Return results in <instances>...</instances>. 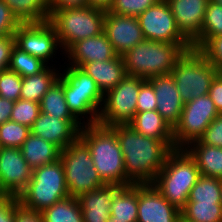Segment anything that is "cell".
I'll return each mask as SVG.
<instances>
[{
    "mask_svg": "<svg viewBox=\"0 0 222 222\" xmlns=\"http://www.w3.org/2000/svg\"><path fill=\"white\" fill-rule=\"evenodd\" d=\"M79 138L89 148L93 166L105 184L126 186L124 157L111 127L101 124H86L79 131Z\"/></svg>",
    "mask_w": 222,
    "mask_h": 222,
    "instance_id": "obj_2",
    "label": "cell"
},
{
    "mask_svg": "<svg viewBox=\"0 0 222 222\" xmlns=\"http://www.w3.org/2000/svg\"><path fill=\"white\" fill-rule=\"evenodd\" d=\"M197 50L222 74V36L208 38Z\"/></svg>",
    "mask_w": 222,
    "mask_h": 222,
    "instance_id": "obj_39",
    "label": "cell"
},
{
    "mask_svg": "<svg viewBox=\"0 0 222 222\" xmlns=\"http://www.w3.org/2000/svg\"><path fill=\"white\" fill-rule=\"evenodd\" d=\"M139 92L140 77L127 75L103 95L97 123L106 127L129 124L137 112Z\"/></svg>",
    "mask_w": 222,
    "mask_h": 222,
    "instance_id": "obj_10",
    "label": "cell"
},
{
    "mask_svg": "<svg viewBox=\"0 0 222 222\" xmlns=\"http://www.w3.org/2000/svg\"><path fill=\"white\" fill-rule=\"evenodd\" d=\"M122 184H105L97 190L80 194L77 199L81 206L83 222H106L110 207Z\"/></svg>",
    "mask_w": 222,
    "mask_h": 222,
    "instance_id": "obj_21",
    "label": "cell"
},
{
    "mask_svg": "<svg viewBox=\"0 0 222 222\" xmlns=\"http://www.w3.org/2000/svg\"><path fill=\"white\" fill-rule=\"evenodd\" d=\"M217 69L197 50L190 49L176 61L171 75L184 103L208 95Z\"/></svg>",
    "mask_w": 222,
    "mask_h": 222,
    "instance_id": "obj_8",
    "label": "cell"
},
{
    "mask_svg": "<svg viewBox=\"0 0 222 222\" xmlns=\"http://www.w3.org/2000/svg\"><path fill=\"white\" fill-rule=\"evenodd\" d=\"M128 125L143 136L158 140H174L173 129L156 110L136 112Z\"/></svg>",
    "mask_w": 222,
    "mask_h": 222,
    "instance_id": "obj_27",
    "label": "cell"
},
{
    "mask_svg": "<svg viewBox=\"0 0 222 222\" xmlns=\"http://www.w3.org/2000/svg\"><path fill=\"white\" fill-rule=\"evenodd\" d=\"M220 202H221V205H222V187H221V200H220Z\"/></svg>",
    "mask_w": 222,
    "mask_h": 222,
    "instance_id": "obj_52",
    "label": "cell"
},
{
    "mask_svg": "<svg viewBox=\"0 0 222 222\" xmlns=\"http://www.w3.org/2000/svg\"><path fill=\"white\" fill-rule=\"evenodd\" d=\"M199 141L202 144L222 148V114L210 123Z\"/></svg>",
    "mask_w": 222,
    "mask_h": 222,
    "instance_id": "obj_41",
    "label": "cell"
},
{
    "mask_svg": "<svg viewBox=\"0 0 222 222\" xmlns=\"http://www.w3.org/2000/svg\"><path fill=\"white\" fill-rule=\"evenodd\" d=\"M157 102L152 84L140 78V92L137 98V112L156 110Z\"/></svg>",
    "mask_w": 222,
    "mask_h": 222,
    "instance_id": "obj_40",
    "label": "cell"
},
{
    "mask_svg": "<svg viewBox=\"0 0 222 222\" xmlns=\"http://www.w3.org/2000/svg\"><path fill=\"white\" fill-rule=\"evenodd\" d=\"M181 217L189 222H222L221 203L187 202Z\"/></svg>",
    "mask_w": 222,
    "mask_h": 222,
    "instance_id": "obj_31",
    "label": "cell"
},
{
    "mask_svg": "<svg viewBox=\"0 0 222 222\" xmlns=\"http://www.w3.org/2000/svg\"><path fill=\"white\" fill-rule=\"evenodd\" d=\"M106 11L91 6L54 11L49 22L58 36L65 53L75 42L103 33Z\"/></svg>",
    "mask_w": 222,
    "mask_h": 222,
    "instance_id": "obj_7",
    "label": "cell"
},
{
    "mask_svg": "<svg viewBox=\"0 0 222 222\" xmlns=\"http://www.w3.org/2000/svg\"><path fill=\"white\" fill-rule=\"evenodd\" d=\"M137 18L144 39L176 44H191L178 30L175 18L166 0H159Z\"/></svg>",
    "mask_w": 222,
    "mask_h": 222,
    "instance_id": "obj_13",
    "label": "cell"
},
{
    "mask_svg": "<svg viewBox=\"0 0 222 222\" xmlns=\"http://www.w3.org/2000/svg\"><path fill=\"white\" fill-rule=\"evenodd\" d=\"M208 95L214 102L219 114H222V74H217L211 82Z\"/></svg>",
    "mask_w": 222,
    "mask_h": 222,
    "instance_id": "obj_46",
    "label": "cell"
},
{
    "mask_svg": "<svg viewBox=\"0 0 222 222\" xmlns=\"http://www.w3.org/2000/svg\"><path fill=\"white\" fill-rule=\"evenodd\" d=\"M222 36V6L208 1L200 36L192 43L198 49L208 38Z\"/></svg>",
    "mask_w": 222,
    "mask_h": 222,
    "instance_id": "obj_33",
    "label": "cell"
},
{
    "mask_svg": "<svg viewBox=\"0 0 222 222\" xmlns=\"http://www.w3.org/2000/svg\"><path fill=\"white\" fill-rule=\"evenodd\" d=\"M103 32L120 56L145 40L137 17L117 15L108 10Z\"/></svg>",
    "mask_w": 222,
    "mask_h": 222,
    "instance_id": "obj_15",
    "label": "cell"
},
{
    "mask_svg": "<svg viewBox=\"0 0 222 222\" xmlns=\"http://www.w3.org/2000/svg\"><path fill=\"white\" fill-rule=\"evenodd\" d=\"M14 38L18 48L41 59L48 66L53 65L52 62L55 60L53 58L58 51L61 52L62 57L64 56L56 30L49 21L20 24L14 33Z\"/></svg>",
    "mask_w": 222,
    "mask_h": 222,
    "instance_id": "obj_12",
    "label": "cell"
},
{
    "mask_svg": "<svg viewBox=\"0 0 222 222\" xmlns=\"http://www.w3.org/2000/svg\"><path fill=\"white\" fill-rule=\"evenodd\" d=\"M222 180L201 175L192 187L187 202L221 203Z\"/></svg>",
    "mask_w": 222,
    "mask_h": 222,
    "instance_id": "obj_32",
    "label": "cell"
},
{
    "mask_svg": "<svg viewBox=\"0 0 222 222\" xmlns=\"http://www.w3.org/2000/svg\"><path fill=\"white\" fill-rule=\"evenodd\" d=\"M33 169L20 148L2 147L0 152V195L18 197L32 178Z\"/></svg>",
    "mask_w": 222,
    "mask_h": 222,
    "instance_id": "obj_14",
    "label": "cell"
},
{
    "mask_svg": "<svg viewBox=\"0 0 222 222\" xmlns=\"http://www.w3.org/2000/svg\"><path fill=\"white\" fill-rule=\"evenodd\" d=\"M14 45V35L0 37V71L8 69L11 50Z\"/></svg>",
    "mask_w": 222,
    "mask_h": 222,
    "instance_id": "obj_44",
    "label": "cell"
},
{
    "mask_svg": "<svg viewBox=\"0 0 222 222\" xmlns=\"http://www.w3.org/2000/svg\"><path fill=\"white\" fill-rule=\"evenodd\" d=\"M153 86L157 107L156 111L165 119L168 125L174 129L184 107L174 77L170 74L153 76L147 79Z\"/></svg>",
    "mask_w": 222,
    "mask_h": 222,
    "instance_id": "obj_18",
    "label": "cell"
},
{
    "mask_svg": "<svg viewBox=\"0 0 222 222\" xmlns=\"http://www.w3.org/2000/svg\"><path fill=\"white\" fill-rule=\"evenodd\" d=\"M195 160L203 176L222 180V148L202 144L199 140L184 148Z\"/></svg>",
    "mask_w": 222,
    "mask_h": 222,
    "instance_id": "obj_23",
    "label": "cell"
},
{
    "mask_svg": "<svg viewBox=\"0 0 222 222\" xmlns=\"http://www.w3.org/2000/svg\"><path fill=\"white\" fill-rule=\"evenodd\" d=\"M61 66L60 77L63 79L64 97L70 112L83 125L96 124L103 103V94L95 80L79 67H65L64 64Z\"/></svg>",
    "mask_w": 222,
    "mask_h": 222,
    "instance_id": "obj_5",
    "label": "cell"
},
{
    "mask_svg": "<svg viewBox=\"0 0 222 222\" xmlns=\"http://www.w3.org/2000/svg\"><path fill=\"white\" fill-rule=\"evenodd\" d=\"M17 197L0 195V222H15V202Z\"/></svg>",
    "mask_w": 222,
    "mask_h": 222,
    "instance_id": "obj_43",
    "label": "cell"
},
{
    "mask_svg": "<svg viewBox=\"0 0 222 222\" xmlns=\"http://www.w3.org/2000/svg\"><path fill=\"white\" fill-rule=\"evenodd\" d=\"M47 66L41 59L22 51L16 45L12 47L8 69L18 73L22 78L36 75Z\"/></svg>",
    "mask_w": 222,
    "mask_h": 222,
    "instance_id": "obj_34",
    "label": "cell"
},
{
    "mask_svg": "<svg viewBox=\"0 0 222 222\" xmlns=\"http://www.w3.org/2000/svg\"><path fill=\"white\" fill-rule=\"evenodd\" d=\"M20 149L23 158L32 169L42 167L45 164L53 163L60 159L61 150L56 145L47 142L33 133H30Z\"/></svg>",
    "mask_w": 222,
    "mask_h": 222,
    "instance_id": "obj_25",
    "label": "cell"
},
{
    "mask_svg": "<svg viewBox=\"0 0 222 222\" xmlns=\"http://www.w3.org/2000/svg\"><path fill=\"white\" fill-rule=\"evenodd\" d=\"M192 44H176L145 39L122 55L126 74L148 79L170 74L176 61Z\"/></svg>",
    "mask_w": 222,
    "mask_h": 222,
    "instance_id": "obj_3",
    "label": "cell"
},
{
    "mask_svg": "<svg viewBox=\"0 0 222 222\" xmlns=\"http://www.w3.org/2000/svg\"><path fill=\"white\" fill-rule=\"evenodd\" d=\"M40 113V103L24 99L15 101L10 120L32 127Z\"/></svg>",
    "mask_w": 222,
    "mask_h": 222,
    "instance_id": "obj_36",
    "label": "cell"
},
{
    "mask_svg": "<svg viewBox=\"0 0 222 222\" xmlns=\"http://www.w3.org/2000/svg\"><path fill=\"white\" fill-rule=\"evenodd\" d=\"M80 69L95 80L103 95L127 76L124 62L120 55H116L108 61L85 63Z\"/></svg>",
    "mask_w": 222,
    "mask_h": 222,
    "instance_id": "obj_22",
    "label": "cell"
},
{
    "mask_svg": "<svg viewBox=\"0 0 222 222\" xmlns=\"http://www.w3.org/2000/svg\"><path fill=\"white\" fill-rule=\"evenodd\" d=\"M60 160L64 167L69 196L78 197L105 185L93 166L89 148L79 137L61 150Z\"/></svg>",
    "mask_w": 222,
    "mask_h": 222,
    "instance_id": "obj_9",
    "label": "cell"
},
{
    "mask_svg": "<svg viewBox=\"0 0 222 222\" xmlns=\"http://www.w3.org/2000/svg\"><path fill=\"white\" fill-rule=\"evenodd\" d=\"M181 210L169 203L153 184H138L137 222H179Z\"/></svg>",
    "mask_w": 222,
    "mask_h": 222,
    "instance_id": "obj_16",
    "label": "cell"
},
{
    "mask_svg": "<svg viewBox=\"0 0 222 222\" xmlns=\"http://www.w3.org/2000/svg\"><path fill=\"white\" fill-rule=\"evenodd\" d=\"M85 6H87V0H49L50 15L56 10Z\"/></svg>",
    "mask_w": 222,
    "mask_h": 222,
    "instance_id": "obj_47",
    "label": "cell"
},
{
    "mask_svg": "<svg viewBox=\"0 0 222 222\" xmlns=\"http://www.w3.org/2000/svg\"><path fill=\"white\" fill-rule=\"evenodd\" d=\"M69 197L64 167L60 159L33 169L32 178L19 194V204L32 211L45 208Z\"/></svg>",
    "mask_w": 222,
    "mask_h": 222,
    "instance_id": "obj_6",
    "label": "cell"
},
{
    "mask_svg": "<svg viewBox=\"0 0 222 222\" xmlns=\"http://www.w3.org/2000/svg\"><path fill=\"white\" fill-rule=\"evenodd\" d=\"M20 24L49 21V0H3Z\"/></svg>",
    "mask_w": 222,
    "mask_h": 222,
    "instance_id": "obj_28",
    "label": "cell"
},
{
    "mask_svg": "<svg viewBox=\"0 0 222 222\" xmlns=\"http://www.w3.org/2000/svg\"><path fill=\"white\" fill-rule=\"evenodd\" d=\"M200 176L197 164L189 153L185 149H174L167 155L152 184L169 203L181 210Z\"/></svg>",
    "mask_w": 222,
    "mask_h": 222,
    "instance_id": "obj_4",
    "label": "cell"
},
{
    "mask_svg": "<svg viewBox=\"0 0 222 222\" xmlns=\"http://www.w3.org/2000/svg\"><path fill=\"white\" fill-rule=\"evenodd\" d=\"M114 0H87V6L99 8L107 11Z\"/></svg>",
    "mask_w": 222,
    "mask_h": 222,
    "instance_id": "obj_49",
    "label": "cell"
},
{
    "mask_svg": "<svg viewBox=\"0 0 222 222\" xmlns=\"http://www.w3.org/2000/svg\"><path fill=\"white\" fill-rule=\"evenodd\" d=\"M82 126L78 119H58L40 111L31 133L63 150L79 137Z\"/></svg>",
    "mask_w": 222,
    "mask_h": 222,
    "instance_id": "obj_17",
    "label": "cell"
},
{
    "mask_svg": "<svg viewBox=\"0 0 222 222\" xmlns=\"http://www.w3.org/2000/svg\"><path fill=\"white\" fill-rule=\"evenodd\" d=\"M31 133V128L8 120L0 125V143L2 147L21 148Z\"/></svg>",
    "mask_w": 222,
    "mask_h": 222,
    "instance_id": "obj_35",
    "label": "cell"
},
{
    "mask_svg": "<svg viewBox=\"0 0 222 222\" xmlns=\"http://www.w3.org/2000/svg\"><path fill=\"white\" fill-rule=\"evenodd\" d=\"M115 53L112 44L103 33L75 42L65 53L67 61L64 64L81 67L85 63L93 61H108L113 59ZM68 58V59H67ZM69 62V63H67Z\"/></svg>",
    "mask_w": 222,
    "mask_h": 222,
    "instance_id": "obj_20",
    "label": "cell"
},
{
    "mask_svg": "<svg viewBox=\"0 0 222 222\" xmlns=\"http://www.w3.org/2000/svg\"><path fill=\"white\" fill-rule=\"evenodd\" d=\"M22 77L9 69L0 71V97L17 101L20 99Z\"/></svg>",
    "mask_w": 222,
    "mask_h": 222,
    "instance_id": "obj_37",
    "label": "cell"
},
{
    "mask_svg": "<svg viewBox=\"0 0 222 222\" xmlns=\"http://www.w3.org/2000/svg\"><path fill=\"white\" fill-rule=\"evenodd\" d=\"M40 111L58 119H77L69 110L64 97L63 79L48 89L40 101Z\"/></svg>",
    "mask_w": 222,
    "mask_h": 222,
    "instance_id": "obj_29",
    "label": "cell"
},
{
    "mask_svg": "<svg viewBox=\"0 0 222 222\" xmlns=\"http://www.w3.org/2000/svg\"><path fill=\"white\" fill-rule=\"evenodd\" d=\"M218 115L209 95H202L184 103L179 123L173 129L175 149H184L199 140Z\"/></svg>",
    "mask_w": 222,
    "mask_h": 222,
    "instance_id": "obj_11",
    "label": "cell"
},
{
    "mask_svg": "<svg viewBox=\"0 0 222 222\" xmlns=\"http://www.w3.org/2000/svg\"><path fill=\"white\" fill-rule=\"evenodd\" d=\"M179 222H189V221H187V220L183 219L182 217H180Z\"/></svg>",
    "mask_w": 222,
    "mask_h": 222,
    "instance_id": "obj_51",
    "label": "cell"
},
{
    "mask_svg": "<svg viewBox=\"0 0 222 222\" xmlns=\"http://www.w3.org/2000/svg\"><path fill=\"white\" fill-rule=\"evenodd\" d=\"M209 0H166L181 34L192 44L201 34Z\"/></svg>",
    "mask_w": 222,
    "mask_h": 222,
    "instance_id": "obj_19",
    "label": "cell"
},
{
    "mask_svg": "<svg viewBox=\"0 0 222 222\" xmlns=\"http://www.w3.org/2000/svg\"><path fill=\"white\" fill-rule=\"evenodd\" d=\"M138 184L123 186L114 196L106 222H137Z\"/></svg>",
    "mask_w": 222,
    "mask_h": 222,
    "instance_id": "obj_24",
    "label": "cell"
},
{
    "mask_svg": "<svg viewBox=\"0 0 222 222\" xmlns=\"http://www.w3.org/2000/svg\"><path fill=\"white\" fill-rule=\"evenodd\" d=\"M15 222H44L41 212L28 210L15 202Z\"/></svg>",
    "mask_w": 222,
    "mask_h": 222,
    "instance_id": "obj_45",
    "label": "cell"
},
{
    "mask_svg": "<svg viewBox=\"0 0 222 222\" xmlns=\"http://www.w3.org/2000/svg\"><path fill=\"white\" fill-rule=\"evenodd\" d=\"M210 1H212L214 3H217V4H220L222 6V0H210Z\"/></svg>",
    "mask_w": 222,
    "mask_h": 222,
    "instance_id": "obj_50",
    "label": "cell"
},
{
    "mask_svg": "<svg viewBox=\"0 0 222 222\" xmlns=\"http://www.w3.org/2000/svg\"><path fill=\"white\" fill-rule=\"evenodd\" d=\"M57 67L55 64L50 65L36 75L23 77L20 99L40 103L48 89L60 77V67Z\"/></svg>",
    "mask_w": 222,
    "mask_h": 222,
    "instance_id": "obj_26",
    "label": "cell"
},
{
    "mask_svg": "<svg viewBox=\"0 0 222 222\" xmlns=\"http://www.w3.org/2000/svg\"><path fill=\"white\" fill-rule=\"evenodd\" d=\"M126 173V186L152 184L163 168L167 155L175 149L174 140L143 136L130 125H114Z\"/></svg>",
    "mask_w": 222,
    "mask_h": 222,
    "instance_id": "obj_1",
    "label": "cell"
},
{
    "mask_svg": "<svg viewBox=\"0 0 222 222\" xmlns=\"http://www.w3.org/2000/svg\"><path fill=\"white\" fill-rule=\"evenodd\" d=\"M15 102L0 97V125L10 120Z\"/></svg>",
    "mask_w": 222,
    "mask_h": 222,
    "instance_id": "obj_48",
    "label": "cell"
},
{
    "mask_svg": "<svg viewBox=\"0 0 222 222\" xmlns=\"http://www.w3.org/2000/svg\"><path fill=\"white\" fill-rule=\"evenodd\" d=\"M19 25L10 8L0 0V37L14 35Z\"/></svg>",
    "mask_w": 222,
    "mask_h": 222,
    "instance_id": "obj_42",
    "label": "cell"
},
{
    "mask_svg": "<svg viewBox=\"0 0 222 222\" xmlns=\"http://www.w3.org/2000/svg\"><path fill=\"white\" fill-rule=\"evenodd\" d=\"M44 222H83L81 206L77 197L69 196L42 212Z\"/></svg>",
    "mask_w": 222,
    "mask_h": 222,
    "instance_id": "obj_30",
    "label": "cell"
},
{
    "mask_svg": "<svg viewBox=\"0 0 222 222\" xmlns=\"http://www.w3.org/2000/svg\"><path fill=\"white\" fill-rule=\"evenodd\" d=\"M158 1L159 0H114L108 11L117 15L138 17Z\"/></svg>",
    "mask_w": 222,
    "mask_h": 222,
    "instance_id": "obj_38",
    "label": "cell"
}]
</instances>
